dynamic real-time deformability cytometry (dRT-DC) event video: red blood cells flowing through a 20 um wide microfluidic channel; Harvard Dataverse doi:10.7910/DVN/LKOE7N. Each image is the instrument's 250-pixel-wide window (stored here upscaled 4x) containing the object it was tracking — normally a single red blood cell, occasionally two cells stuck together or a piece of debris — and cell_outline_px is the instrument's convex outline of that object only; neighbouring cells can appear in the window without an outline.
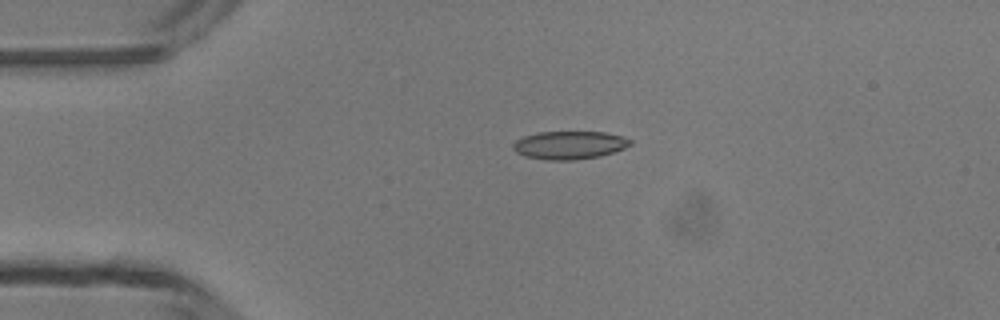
{"species": "common noctule bat (a hibernating species)", "species_latin": "Nyctalus noctula", "temperature_condition": "room temperature", "stored_images_in_passage": 6, "camera_frame_rate_fps": 3000, "um_per_image_px": 0.085, "animal": {"sex": "male", "body_mass_g": 13.3}, "frame": {"image": 1, "passage_image": 3, "time_ms": 3.0, "image_size_px": [1000, 320], "cell_outline_px": [[632, 144], [624, 148], [600, 156], [576, 160], [548, 160], [524, 156], [516, 152], [512, 148], [512, 144], [516, 140], [524, 136], [540, 132], [604, 132], [620, 136], [632, 140]], "centroid_in_image_um": [48.37, 12.34], "position_along_channel_um": 36.6, "area_um2": 19.13}}
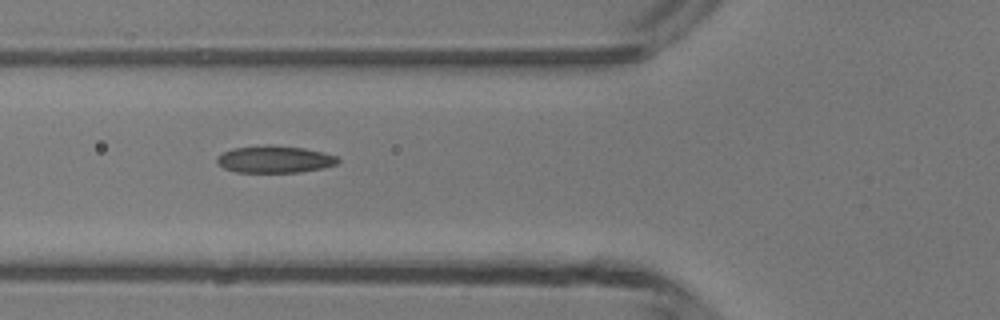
{"frame": {"image": 2, "passage_image": 5, "time_ms": 5.333, "image_size_px": [1000, 320], "cell_outline_px": [[340, 160], [336, 164], [324, 168], [300, 172], [236, 172], [224, 168], [216, 160], [224, 152], [232, 148], [268, 144], [304, 148], [324, 152], [336, 156]], "centroid_in_image_um": [23.38, 13.53], "position_along_channel_um": 102.4, "area_um2": 19.07}}
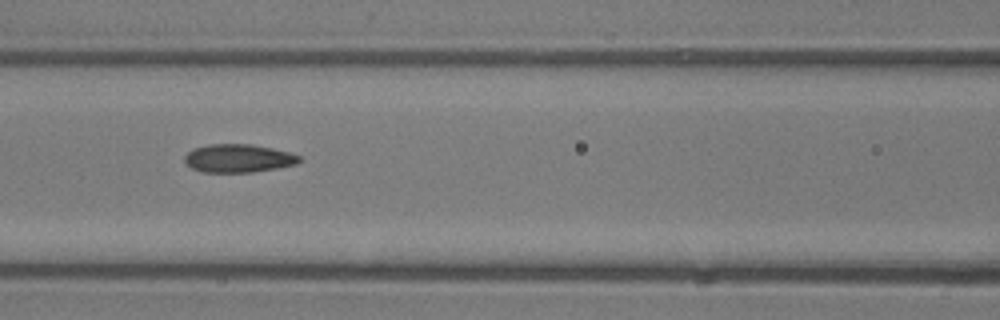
{"frame": {"image": 3, "passage_image": 6, "time_ms": 6.333, "image_size_px": [1000, 320], "cell_outline_px": [[300, 160], [296, 164], [276, 168], [252, 172], [204, 172], [192, 168], [184, 164], [184, 156], [192, 148], [208, 144], [252, 144], [272, 148], [288, 152], [300, 156]], "centroid_in_image_um": [20.21, 13.45], "position_along_channel_um": 146.4, "area_um2": 18.9}}